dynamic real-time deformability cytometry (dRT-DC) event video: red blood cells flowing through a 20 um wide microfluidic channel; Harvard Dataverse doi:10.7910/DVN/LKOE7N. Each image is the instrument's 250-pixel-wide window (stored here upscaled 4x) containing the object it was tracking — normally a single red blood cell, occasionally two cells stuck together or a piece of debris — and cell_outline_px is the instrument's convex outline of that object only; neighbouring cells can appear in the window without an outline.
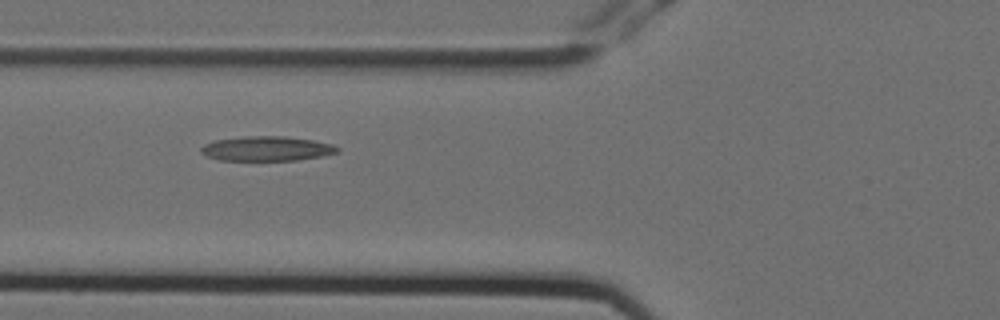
{"species": "Egyptian fruit bat (a non-hibernating species)", "species_latin": "Rousettus aegyptiacus", "temperature_condition": "cold", "stored_images_in_passage": 7, "camera_frame_rate_fps": 3000, "um_per_image_px": 0.085, "animal": {"sex": "female"}, "frame": {"image": 1, "passage_image": 2, "time_ms": 0.333, "image_size_px": [1000, 320], "cell_outline_px": [[340, 152], [324, 156], [296, 160], [220, 160], [208, 156], [200, 152], [200, 148], [204, 144], [216, 140], [244, 136], [284, 136], [312, 140], [332, 144], [340, 148]], "centroid_in_image_um": [22.7, 12.63], "position_along_channel_um": 103.1, "area_um2": 19.59}}
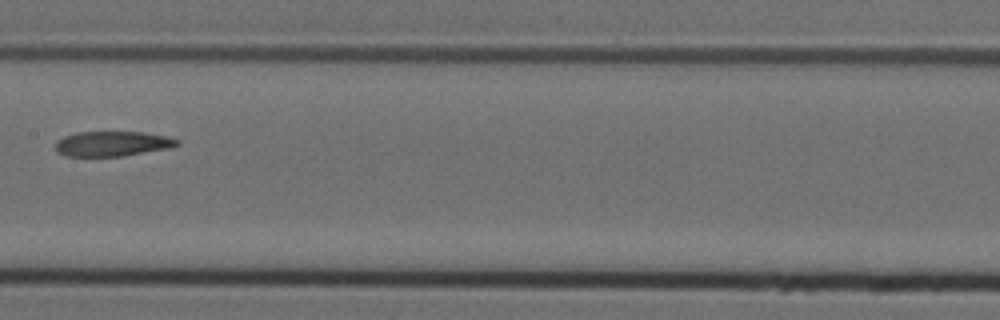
{"frame": {"image": 2, "passage_image": 4, "time_ms": 1.0, "image_size_px": [1000, 320], "cell_outline_px": [[180, 144], [172, 148], [120, 156], [64, 156], [56, 152], [56, 140], [64, 136], [76, 132], [140, 132], [164, 136], [180, 140]], "centroid_in_image_um": [9.53, 12.22], "position_along_channel_um": 197.9, "area_um2": 17.74}}
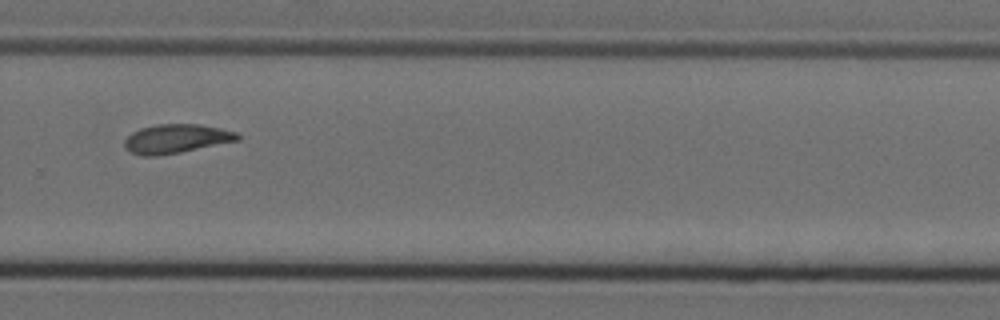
{"frame": {"image": 3, "passage_image": 7, "time_ms": 2.0, "image_size_px": [1000, 320], "cell_outline_px": [[240, 140], [180, 152], [156, 156], [144, 156], [132, 152], [124, 148], [124, 140], [132, 132], [140, 128], [156, 124], [200, 124], [220, 128], [236, 132], [240, 136]], "centroid_in_image_um": [14.97, 11.78], "position_along_channel_um": 314.8, "area_um2": 19.07}}